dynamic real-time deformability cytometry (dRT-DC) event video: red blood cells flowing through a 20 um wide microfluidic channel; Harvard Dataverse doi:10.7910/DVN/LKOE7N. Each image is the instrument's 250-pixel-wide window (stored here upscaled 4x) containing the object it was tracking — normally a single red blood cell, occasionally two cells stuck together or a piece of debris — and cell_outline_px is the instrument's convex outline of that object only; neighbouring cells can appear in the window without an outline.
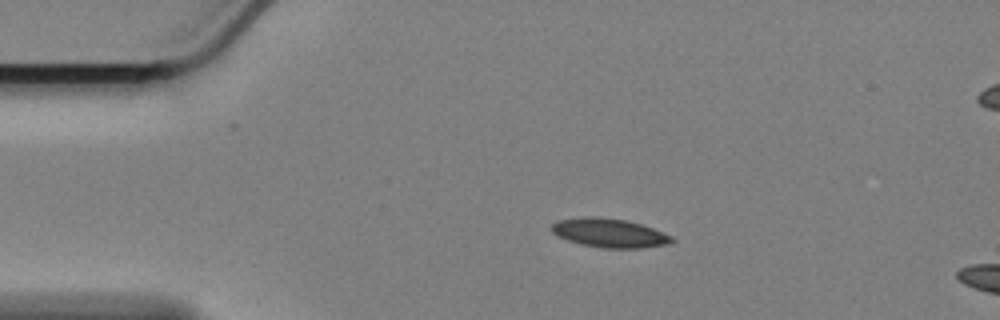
{"species": "Egyptian fruit bat (a non-hibernating species)", "species_latin": "Rousettus aegyptiacus", "temperature_condition": "cold", "stored_images_in_passage": 13, "camera_frame_rate_fps": 3000, "um_per_image_px": 0.085, "animal": {"sex": "female"}, "frame": {"image": 1, "passage_image": 8, "time_ms": 2.333, "image_size_px": [1000, 320], "cell_outline_px": [[676, 240], [668, 244], [640, 248], [604, 248], [584, 244], [568, 240], [552, 232], [552, 224], [556, 220], [584, 216], [596, 216], [624, 220], [640, 224], [652, 228], [672, 236]], "centroid_in_image_um": [51.8, 19.79], "position_along_channel_um": 33.2, "area_um2": 20.06}}